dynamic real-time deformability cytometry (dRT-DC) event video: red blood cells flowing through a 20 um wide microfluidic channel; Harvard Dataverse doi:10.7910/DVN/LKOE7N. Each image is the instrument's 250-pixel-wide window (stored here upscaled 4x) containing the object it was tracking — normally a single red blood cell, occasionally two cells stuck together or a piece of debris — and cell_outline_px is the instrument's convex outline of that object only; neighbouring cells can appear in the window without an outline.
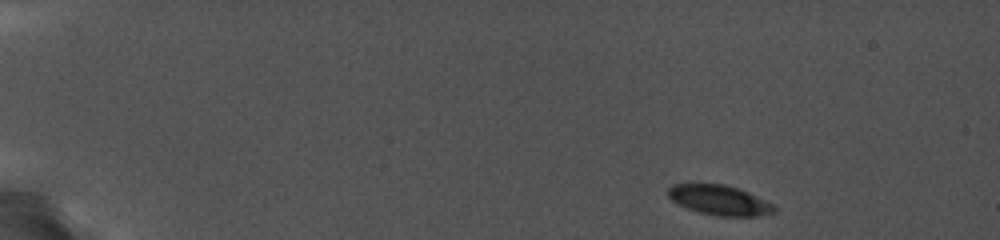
{"species": "common noctule bat (a hibernating species)", "species_latin": "Nyctalus noctula", "temperature_condition": "cold", "stored_images_in_passage": 21, "camera_frame_rate_fps": 5000, "um_per_image_px": 0.085, "animal": {"sex": "female", "body_mass_g": 19.0, "forearm_length_mm": 56.7}, "frame": {"image": 1, "passage_image": 1, "time_ms": 0.0, "image_size_px": [1000, 240], "cell_outline_px": [[776, 208], [772, 212], [756, 216], [716, 216], [700, 212], [688, 208], [672, 200], [668, 196], [668, 188], [672, 184], [724, 184], [736, 188], [772, 204]], "centroid_in_image_um": [61.09, 17.01], "position_along_channel_um": 23.9, "area_um2": 17.92}}
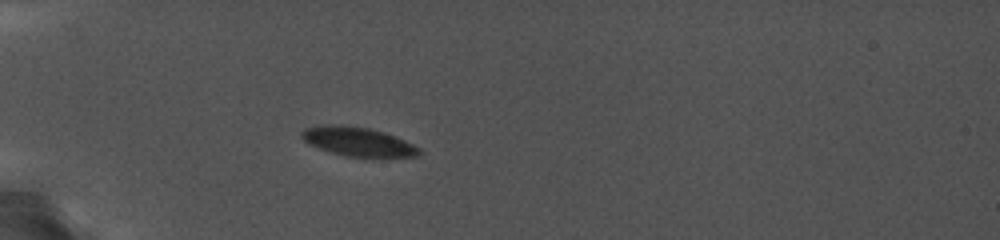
{"frame": {"image": 2, "passage_image": 10, "time_ms": 3.6, "image_size_px": [1000, 240], "cell_outline_px": [[420, 152], [416, 156], [348, 156], [332, 152], [320, 148], [304, 140], [300, 136], [300, 132], [308, 128], [364, 128], [380, 132], [404, 140], [420, 148]], "centroid_in_image_um": [30.49, 12.1], "position_along_channel_um": 54.5, "area_um2": 17.98}}
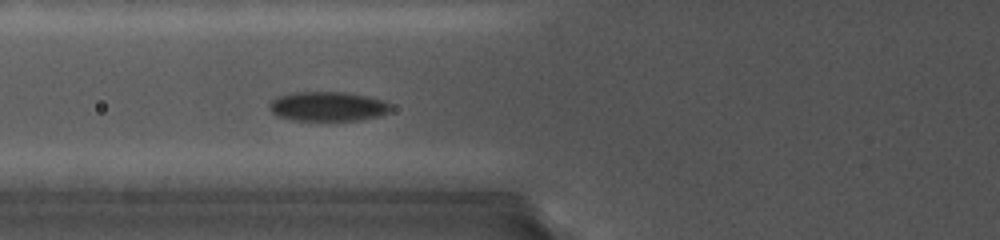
{"frame": {"image": 3, "passage_image": 15, "time_ms": 5.4, "image_size_px": [1000, 240], "cell_outline_px": [[392, 108], [388, 112], [380, 116], [360, 120], [292, 120], [280, 116], [272, 112], [268, 108], [272, 100], [276, 96], [292, 92], [344, 92], [368, 96], [384, 100]], "centroid_in_image_um": [27.86, 9.04], "position_along_channel_um": 97.9, "area_um2": 20.87}}